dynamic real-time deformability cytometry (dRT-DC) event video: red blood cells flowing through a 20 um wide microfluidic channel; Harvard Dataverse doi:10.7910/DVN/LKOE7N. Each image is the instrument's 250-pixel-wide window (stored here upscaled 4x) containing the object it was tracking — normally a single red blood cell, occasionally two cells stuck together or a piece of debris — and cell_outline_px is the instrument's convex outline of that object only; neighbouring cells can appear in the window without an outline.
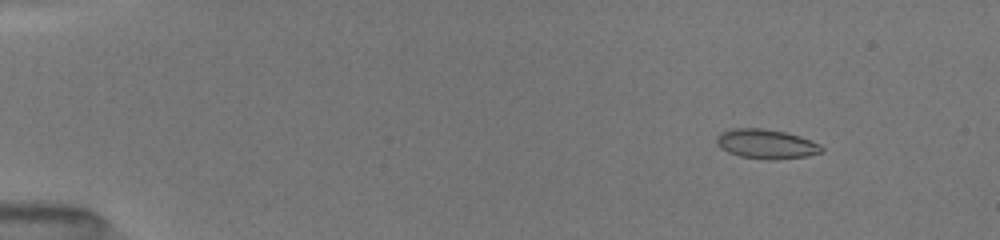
{"species": "common noctule bat (a hibernating species)", "species_latin": "Nyctalus noctula", "temperature_condition": "room temperature", "stored_images_in_passage": 11, "camera_frame_rate_fps": 3000, "um_per_image_px": 0.085, "animal": {"sex": "female", "body_mass_g": 19.5, "forearm_length_mm": 54.1}, "frame": {"image": 1, "passage_image": 3, "time_ms": 2.0, "image_size_px": [1000, 240], "cell_outline_px": [[824, 152], [804, 156], [772, 160], [740, 156], [728, 152], [720, 148], [716, 144], [716, 136], [720, 132], [732, 128], [764, 128], [784, 132], [800, 136], [820, 144], [824, 148]], "centroid_in_image_um": [65.11, 12.23], "position_along_channel_um": 19.9, "area_um2": 18.09}}
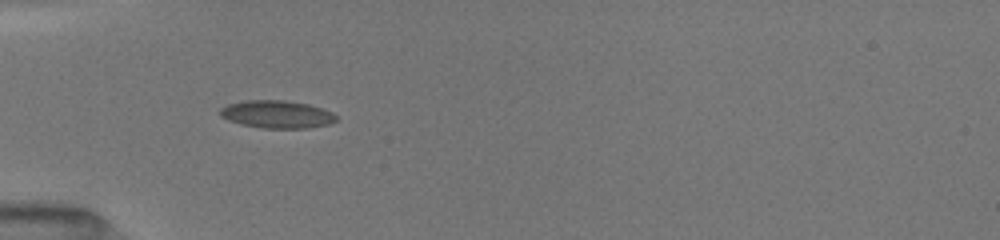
{"frame": {"image": 2, "passage_image": 8, "time_ms": 5.667, "image_size_px": [1000, 240], "cell_outline_px": [[336, 120], [328, 124], [308, 128], [264, 128], [240, 124], [228, 120], [220, 116], [220, 108], [228, 104], [244, 100], [284, 100], [308, 104], [332, 112], [336, 116]], "centroid_in_image_um": [23.5, 9.71], "position_along_channel_um": 61.5, "area_um2": 18.67}}
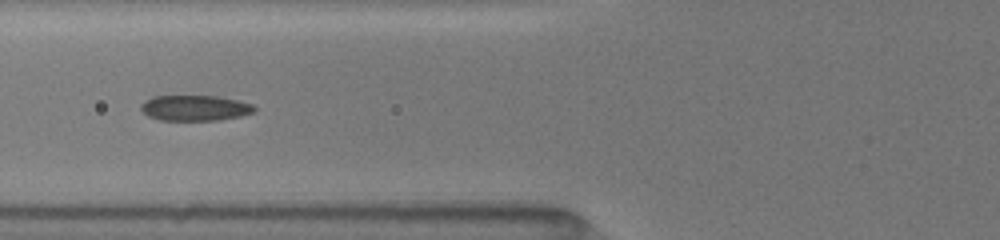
{"frame": {"image": 3, "passage_image": 11, "time_ms": 7.0, "image_size_px": [1000, 240], "cell_outline_px": [[256, 112], [240, 116], [220, 120], [160, 120], [148, 116], [140, 108], [140, 104], [144, 100], [152, 96], [220, 96], [252, 104], [256, 108]], "centroid_in_image_um": [16.57, 9.17], "position_along_channel_um": 109.2, "area_um2": 16.99}}